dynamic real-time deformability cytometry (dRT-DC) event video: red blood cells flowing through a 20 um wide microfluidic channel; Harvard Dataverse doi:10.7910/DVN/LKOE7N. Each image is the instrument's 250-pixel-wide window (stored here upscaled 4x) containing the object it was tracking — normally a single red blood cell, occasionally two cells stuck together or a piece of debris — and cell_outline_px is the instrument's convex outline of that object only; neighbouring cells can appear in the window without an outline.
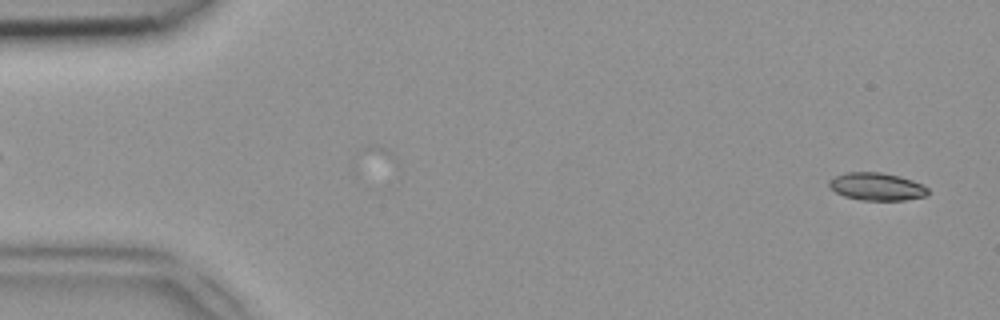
{"species": "common noctule bat (a hibernating species)", "species_latin": "Nyctalus noctula", "temperature_condition": "room temperature", "stored_images_in_passage": 49, "segment_of_instrument_passage": [1, 2], "camera_frame_rate_fps": 3000, "um_per_image_px": 0.085, "animal": {"sex": "female", "body_mass_g": 18.4}, "frame": {"image": 1, "passage_image": 2, "time_ms": 0.333, "image_size_px": [1000, 320], "cell_outline_px": [[928, 192], [924, 196], [904, 200], [860, 200], [844, 196], [828, 188], [828, 180], [836, 176], [848, 172], [880, 172], [900, 176], [924, 184], [928, 188]], "centroid_in_image_um": [74.5, 15.85], "position_along_channel_um": 10.5, "area_um2": 16.01}}
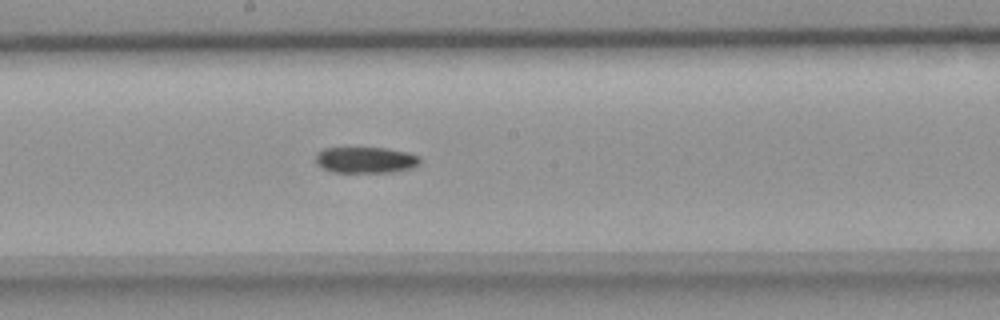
{"frame": {"image": 2, "passage_image": 26, "time_ms": 8.333, "image_size_px": [1000, 320], "cell_outline_px": [[420, 160], [412, 168], [388, 172], [332, 172], [324, 168], [316, 160], [316, 156], [324, 148], [384, 148], [408, 152], [420, 156]], "centroid_in_image_um": [31.11, 13.59], "position_along_channel_um": 217.1, "area_um2": 15.55}}
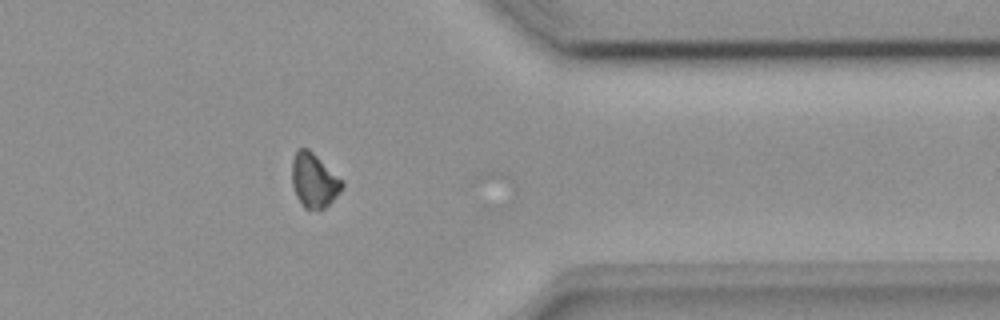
{"frame": {"image": 3, "passage_image": 39, "time_ms": 12.667, "image_size_px": [1000, 320], "cell_outline_px": [[344, 184], [340, 192], [324, 208], [304, 208], [296, 196], [292, 184], [292, 160], [296, 152], [300, 148], [308, 148]], "centroid_in_image_um": [26.65, 15.34], "position_along_channel_um": 384.8, "area_um2": 15.2}}